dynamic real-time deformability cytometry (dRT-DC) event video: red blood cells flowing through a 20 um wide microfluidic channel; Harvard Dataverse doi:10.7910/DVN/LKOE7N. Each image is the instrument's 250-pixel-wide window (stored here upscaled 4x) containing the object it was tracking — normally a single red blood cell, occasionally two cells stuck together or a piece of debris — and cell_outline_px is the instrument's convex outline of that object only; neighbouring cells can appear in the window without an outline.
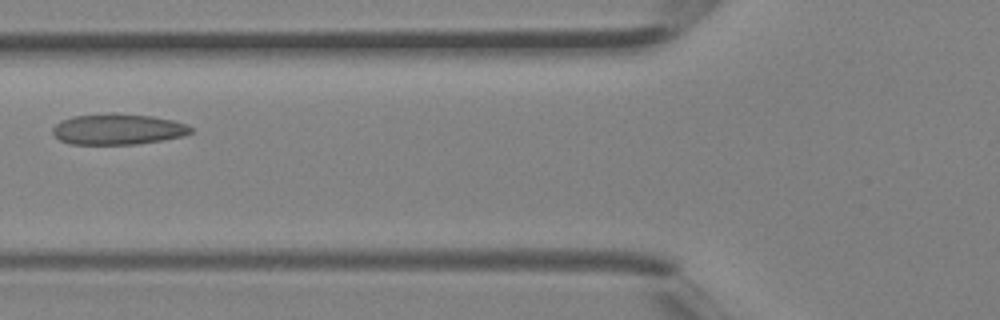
{"species": "Egyptian fruit bat (a non-hibernating species)", "species_latin": "Rousettus aegyptiacus", "temperature_condition": "room temperature", "stored_images_in_passage": 3, "camera_frame_rate_fps": 3000, "um_per_image_px": 0.085, "animal": {"sex": "female"}, "frame": {"image": 1, "passage_image": 3, "time_ms": 0.667, "image_size_px": [1000, 320], "cell_outline_px": [[192, 132], [184, 136], [136, 144], [68, 144], [60, 140], [52, 132], [52, 128], [60, 120], [72, 116], [152, 116], [172, 120], [184, 124], [192, 128]], "centroid_in_image_um": [10.0, 11.03], "position_along_channel_um": 115.8, "area_um2": 23.76}}